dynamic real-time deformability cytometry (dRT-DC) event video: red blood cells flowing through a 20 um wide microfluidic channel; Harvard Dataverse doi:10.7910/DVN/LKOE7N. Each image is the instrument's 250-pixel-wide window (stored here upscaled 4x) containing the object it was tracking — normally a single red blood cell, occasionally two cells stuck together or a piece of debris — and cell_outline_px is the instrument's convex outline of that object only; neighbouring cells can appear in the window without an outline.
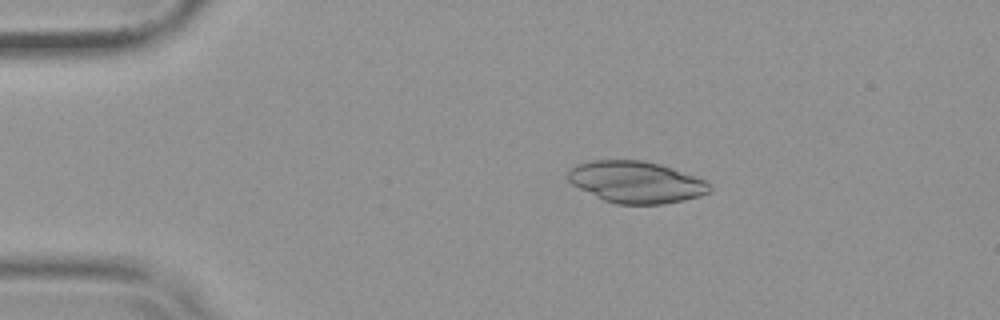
{"species": "common noctule bat (a hibernating species)", "species_latin": "Nyctalus noctula", "temperature_condition": "warm", "stored_images_in_passage": 53, "camera_frame_rate_fps": 3000, "um_per_image_px": 0.085, "animal": {"sex": "female", "body_mass_g": 19.9}, "frame": {"image": 1, "passage_image": 10, "time_ms": 3.0, "image_size_px": [1000, 320], "cell_outline_px": [[712, 188], [708, 192], [700, 196], [684, 200], [664, 204], [616, 204], [604, 200], [572, 184], [568, 180], [568, 172], [576, 164], [592, 160], [644, 160], [660, 164], [672, 168], [704, 180], [712, 184]], "centroid_in_image_um": [54.08, 15.47], "position_along_channel_um": 30.9, "area_um2": 34.28}}